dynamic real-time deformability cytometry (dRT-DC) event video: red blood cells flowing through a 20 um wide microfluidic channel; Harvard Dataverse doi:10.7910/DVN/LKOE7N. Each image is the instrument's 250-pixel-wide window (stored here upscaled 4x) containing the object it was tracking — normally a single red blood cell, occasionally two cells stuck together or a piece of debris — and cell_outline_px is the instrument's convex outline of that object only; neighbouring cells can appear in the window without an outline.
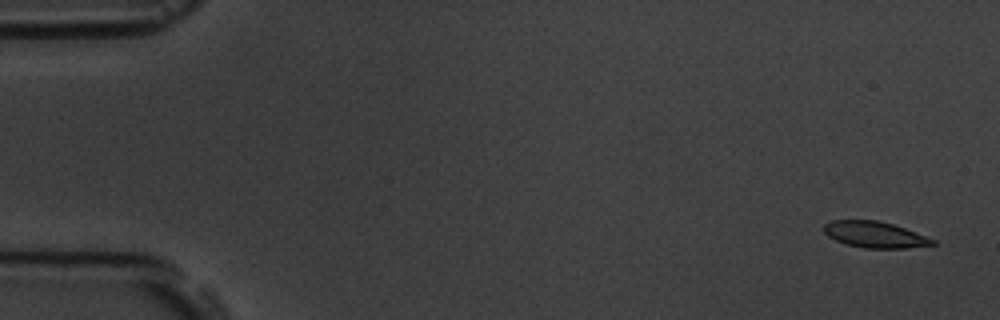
{"species": "common noctule bat (a hibernating species)", "species_latin": "Nyctalus noctula", "temperature_condition": "room temperature", "stored_images_in_passage": 6, "segment_of_instrument_passage": [1, 2], "camera_frame_rate_fps": 3000, "um_per_image_px": 0.085, "animal": {"sex": "male", "body_mass_g": 19.5, "forearm_length_mm": 54.6}, "frame": {"image": 1, "passage_image": 1, "time_ms": 0.0, "image_size_px": [1000, 320], "cell_outline_px": [[936, 244], [908, 248], [864, 248], [848, 244], [836, 240], [828, 236], [824, 232], [824, 224], [832, 220], [876, 220], [892, 224], [904, 228], [936, 240]], "centroid_in_image_um": [74.36, 19.94], "position_along_channel_um": 10.6, "area_um2": 16.42}}
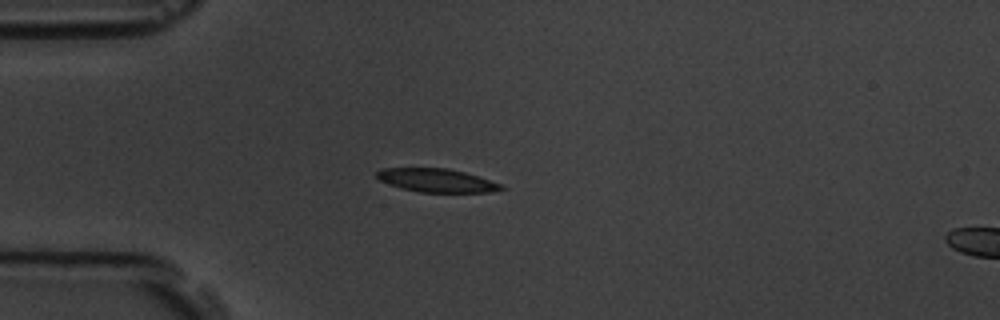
{"frame": {"image": 2, "passage_image": 5, "time_ms": 4.333, "image_size_px": [1000, 320], "cell_outline_px": [[508, 188], [492, 192], [420, 192], [400, 188], [380, 180], [376, 176], [376, 172], [384, 168], [448, 168], [464, 172], [500, 184]], "centroid_in_image_um": [37.11, 15.34], "position_along_channel_um": 47.9, "area_um2": 16.82}}